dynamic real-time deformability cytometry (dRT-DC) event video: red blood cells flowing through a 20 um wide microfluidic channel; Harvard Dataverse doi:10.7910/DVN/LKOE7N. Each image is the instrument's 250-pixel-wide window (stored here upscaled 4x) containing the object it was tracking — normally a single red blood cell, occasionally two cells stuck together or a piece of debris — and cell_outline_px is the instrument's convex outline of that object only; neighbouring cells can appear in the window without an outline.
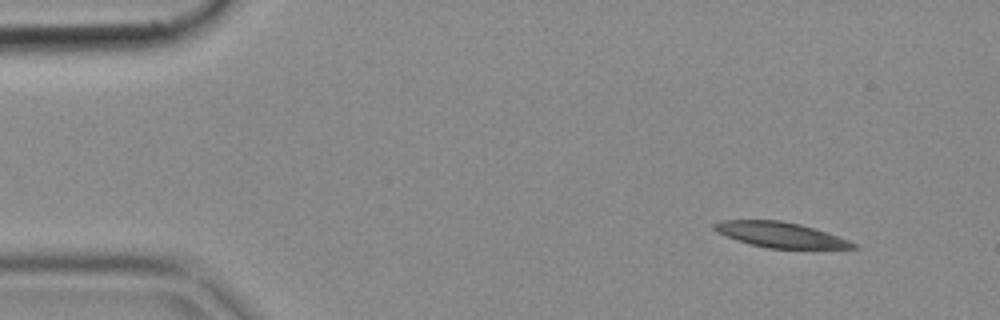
{"species": "common noctule bat (a hibernating species)", "species_latin": "Nyctalus noctula", "temperature_condition": "cold", "stored_images_in_passage": 7, "camera_frame_rate_fps": 3000, "um_per_image_px": 0.085, "animal": {"sex": "female", "body_mass_g": 18.4}, "frame": {"image": 1, "passage_image": 1, "time_ms": 0.0, "image_size_px": [1000, 320], "cell_outline_px": [[860, 248], [768, 248], [736, 240], [716, 232], [712, 228], [712, 224], [720, 220], [780, 220], [800, 224], [848, 240], [856, 244]], "centroid_in_image_um": [66.25, 19.94], "position_along_channel_um": 18.7, "area_um2": 20.17}}
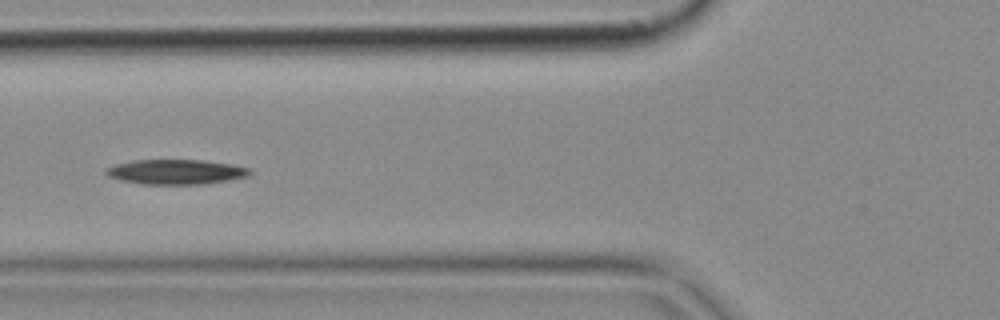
{"frame": {"image": 2, "passage_image": 5, "time_ms": 1.333, "image_size_px": [1000, 320], "cell_outline_px": [[252, 172], [248, 176], [228, 180], [204, 184], [144, 184], [120, 180], [108, 176], [104, 172], [108, 168], [116, 164], [132, 160], [204, 160], [232, 164], [252, 168]], "centroid_in_image_um": [14.99, 14.6], "position_along_channel_um": 110.8, "area_um2": 20.87}}
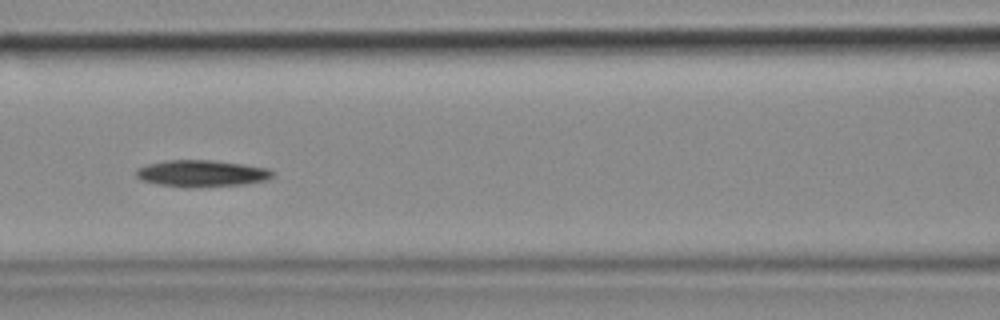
{"frame": {"image": 3, "passage_image": 6, "time_ms": 1.667, "image_size_px": [1000, 320], "cell_outline_px": [[276, 172], [268, 180], [244, 184], [188, 188], [184, 188], [160, 184], [140, 180], [136, 176], [136, 168], [148, 164], [168, 160], [212, 160], [268, 168]], "centroid_in_image_um": [17.14, 14.75], "position_along_channel_um": 149.5, "area_um2": 21.27}}